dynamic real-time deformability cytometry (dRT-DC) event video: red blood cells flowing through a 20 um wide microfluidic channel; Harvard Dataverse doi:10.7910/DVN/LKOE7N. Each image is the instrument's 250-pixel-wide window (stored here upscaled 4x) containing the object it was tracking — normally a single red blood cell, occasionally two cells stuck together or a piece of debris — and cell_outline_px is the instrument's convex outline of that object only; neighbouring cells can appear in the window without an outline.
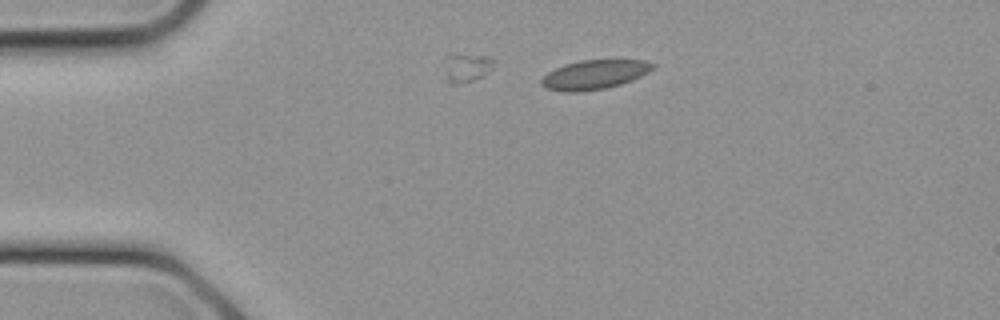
{"species": "common noctule bat (a hibernating species)", "species_latin": "Nyctalus noctula", "temperature_condition": "cold", "stored_images_in_passage": 4, "camera_frame_rate_fps": 3000, "um_per_image_px": 0.085, "animal": {"sex": "female", "body_mass_g": 21.9}, "frame": {"image": 1, "passage_image": 1, "time_ms": 0.0, "image_size_px": [1000, 320], "cell_outline_px": [[656, 68], [632, 80], [620, 84], [604, 88], [580, 92], [564, 92], [544, 88], [540, 84], [540, 80], [548, 72], [564, 64], [580, 60], [648, 60], [656, 64]], "centroid_in_image_um": [50.53, 6.34], "position_along_channel_um": 34.5, "area_um2": 19.13}}
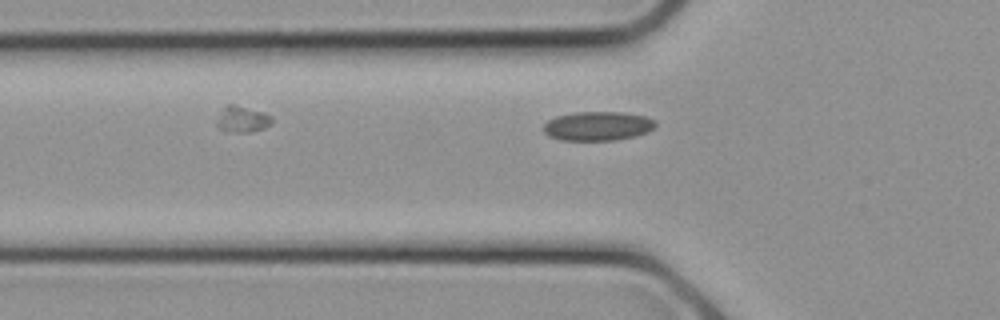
{"frame": {"image": 2, "passage_image": 4, "time_ms": 1.0, "image_size_px": [1000, 320], "cell_outline_px": [[656, 128], [648, 132], [636, 136], [616, 140], [560, 140], [548, 136], [544, 132], [544, 124], [548, 120], [556, 116], [572, 112], [624, 112], [644, 116], [656, 120]], "centroid_in_image_um": [50.83, 10.71], "position_along_channel_um": 75.0, "area_um2": 19.25}}